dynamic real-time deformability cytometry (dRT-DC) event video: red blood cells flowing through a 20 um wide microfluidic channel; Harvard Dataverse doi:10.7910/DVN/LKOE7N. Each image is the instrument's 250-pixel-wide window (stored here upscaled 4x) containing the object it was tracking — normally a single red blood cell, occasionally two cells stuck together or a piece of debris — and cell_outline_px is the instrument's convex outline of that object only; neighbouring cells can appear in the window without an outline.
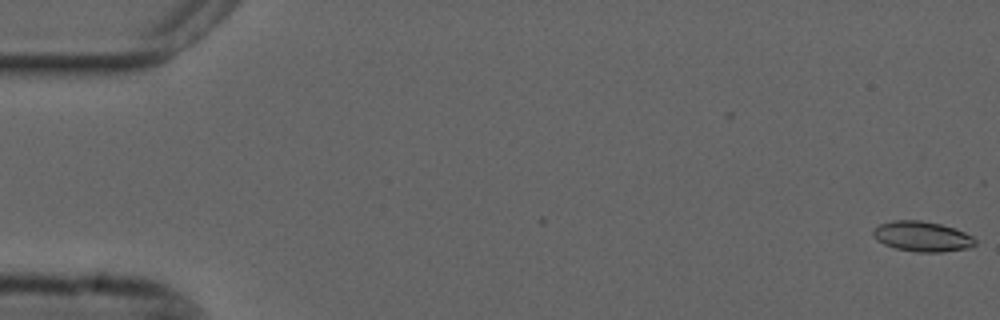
{"species": "common noctule bat (a hibernating species)", "species_latin": "Nyctalus noctula", "temperature_condition": "cold", "stored_images_in_passage": 56, "camera_frame_rate_fps": 3000, "um_per_image_px": 0.085, "animal": {"sex": "male", "forearm_length_mm": 52.5}, "frame": {"image": 1, "passage_image": 1, "time_ms": 0.0, "image_size_px": [1000, 320], "cell_outline_px": [[976, 244], [968, 248], [944, 252], [916, 252], [896, 248], [884, 244], [876, 240], [872, 236], [872, 228], [880, 224], [892, 220], [920, 220], [940, 224], [956, 228], [972, 236], [976, 240]], "centroid_in_image_um": [78.36, 20.09], "position_along_channel_um": 6.6, "area_um2": 18.15}}
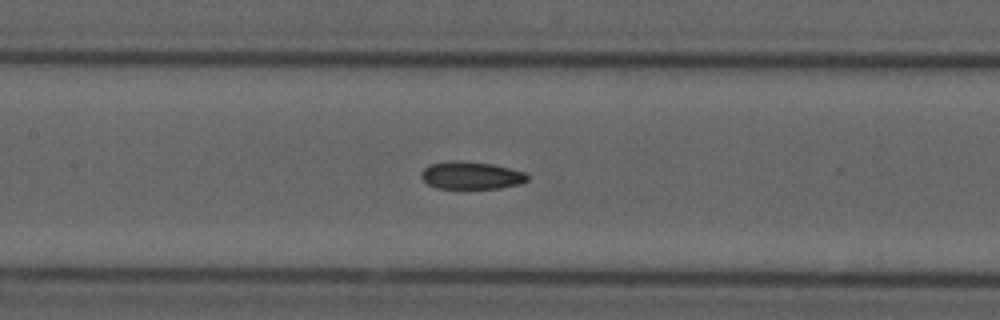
{"frame": {"image": 2, "passage_image": 26, "time_ms": 8.333, "image_size_px": [1000, 320], "cell_outline_px": [[528, 180], [520, 184], [500, 188], [436, 188], [428, 184], [420, 176], [420, 172], [424, 168], [432, 164], [452, 160], [464, 160], [492, 164], [524, 172], [528, 176]], "centroid_in_image_um": [40.03, 14.9], "position_along_channel_um": 167.4, "area_um2": 17.05}}
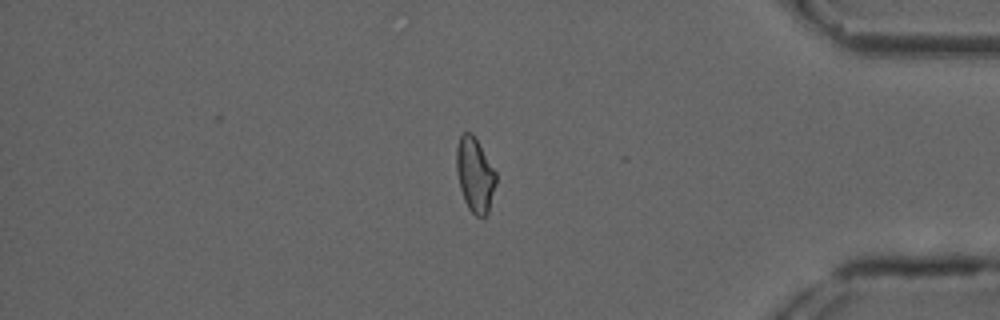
{"frame": {"image": 3, "passage_image": 47, "time_ms": 15.333, "image_size_px": [1000, 320], "cell_outline_px": [[496, 184], [488, 212], [484, 216], [476, 216], [468, 208], [464, 200], [460, 188], [456, 168], [456, 148], [460, 136], [464, 132], [472, 132], [496, 172]], "centroid_in_image_um": [40.36, 14.85], "position_along_channel_um": 394.8, "area_um2": 17.05}, "authors_computed_cell_mechanics": {"area_um2": 17.6001, "velocity_mm_per_s": 3.6911, "shape_relaxation_time_tau1_ms": null, "shape_relaxation_time_tau2_ms": 3.7536, "deformation_change_tau1": null, "deformation_change_tau2": 0.0874}}